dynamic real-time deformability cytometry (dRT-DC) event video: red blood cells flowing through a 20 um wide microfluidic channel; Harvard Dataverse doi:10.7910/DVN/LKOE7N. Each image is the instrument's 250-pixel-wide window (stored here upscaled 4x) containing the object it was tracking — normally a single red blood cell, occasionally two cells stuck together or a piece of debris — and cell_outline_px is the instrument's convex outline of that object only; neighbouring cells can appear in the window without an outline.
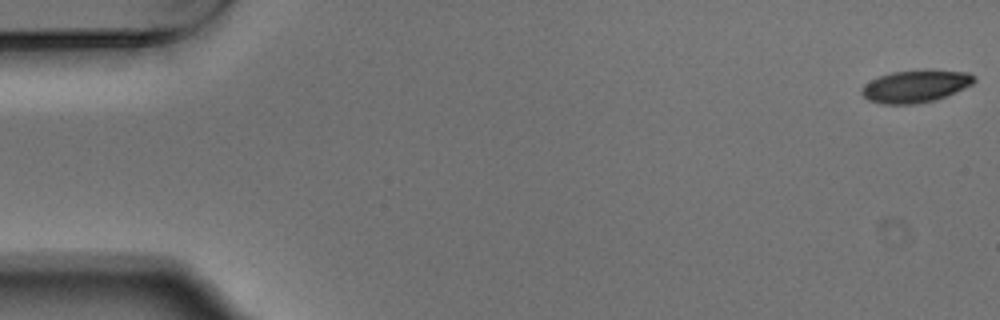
{"species": "Egyptian fruit bat (a non-hibernating species)", "species_latin": "Rousettus aegyptiacus", "temperature_condition": "warm", "stored_images_in_passage": 54, "camera_frame_rate_fps": 3000, "um_per_image_px": 0.085, "animal": {"sex": "male"}, "frame": {"image": 1, "passage_image": 1, "time_ms": 0.0, "image_size_px": [1000, 320], "cell_outline_px": [[976, 80], [972, 84], [964, 88], [936, 100], [916, 104], [884, 104], [868, 100], [860, 92], [864, 84], [880, 76], [892, 72], [924, 68], [968, 72], [976, 76]], "centroid_in_image_um": [77.85, 7.3], "position_along_channel_um": 7.2, "area_um2": 21.56}}
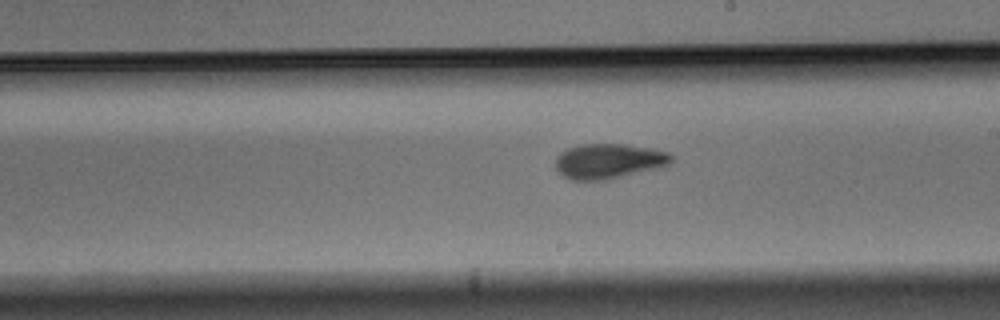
{"frame": {"image": 2, "passage_image": 31, "time_ms": 10.0, "image_size_px": [1000, 320], "cell_outline_px": [[676, 156], [664, 168], [608, 180], [572, 180], [564, 176], [556, 168], [556, 156], [560, 152], [568, 148], [584, 144], [624, 144], [652, 148], [668, 152]], "centroid_in_image_um": [51.82, 13.7], "position_along_channel_um": 237.2, "area_um2": 24.1}}
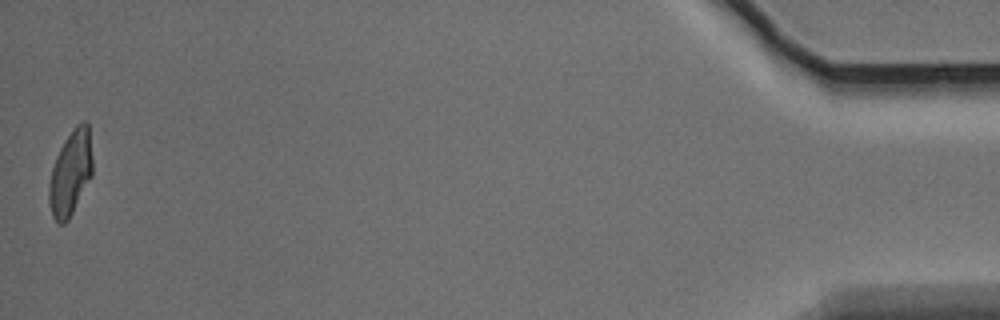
{"frame": {"image": 3, "passage_image": 54, "time_ms": 17.667, "image_size_px": [1000, 320], "cell_outline_px": [[92, 176], [68, 220], [64, 224], [60, 224], [52, 216], [48, 200], [48, 184], [52, 168], [56, 156], [60, 148], [76, 124], [84, 120], [88, 124], [92, 160]], "centroid_in_image_um": [5.98, 14.72], "position_along_channel_um": 429.2, "area_um2": 21.39}, "authors_computed_cell_mechanics": {"area_um2": 22.4553, "velocity_mm_per_s": 3.7295, "shape_relaxation_time_tau1_ms": 3.9618, "shape_relaxation_time_tau2_ms": 2.7433, "deformation_change_tau1": 0.1571, "deformation_change_tau2": 0.0969}}